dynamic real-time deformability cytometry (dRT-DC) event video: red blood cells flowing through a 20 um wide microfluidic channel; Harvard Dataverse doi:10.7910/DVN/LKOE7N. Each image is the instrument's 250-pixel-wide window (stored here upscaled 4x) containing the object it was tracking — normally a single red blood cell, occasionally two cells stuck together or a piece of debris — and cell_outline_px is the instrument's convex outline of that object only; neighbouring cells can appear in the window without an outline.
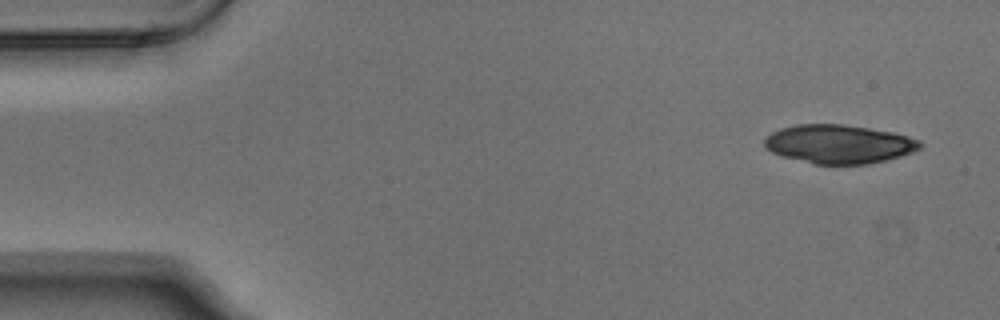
{"species": "Egyptian fruit bat (a non-hibernating species)", "species_latin": "Rousettus aegyptiacus", "temperature_condition": "warm", "stored_images_in_passage": 7, "camera_frame_rate_fps": 3000, "um_per_image_px": 0.085, "animal": {"sex": "male"}, "frame": {"image": 1, "passage_image": 1, "time_ms": 0.0, "image_size_px": [1000, 320], "cell_outline_px": [[924, 144], [920, 148], [912, 152], [900, 156], [868, 164], [816, 164], [784, 156], [772, 152], [764, 148], [764, 140], [772, 132], [780, 128], [796, 124], [844, 124], [892, 132], [908, 136], [920, 140]], "centroid_in_image_um": [71.31, 12.23], "position_along_channel_um": 13.7, "area_um2": 34.97}}
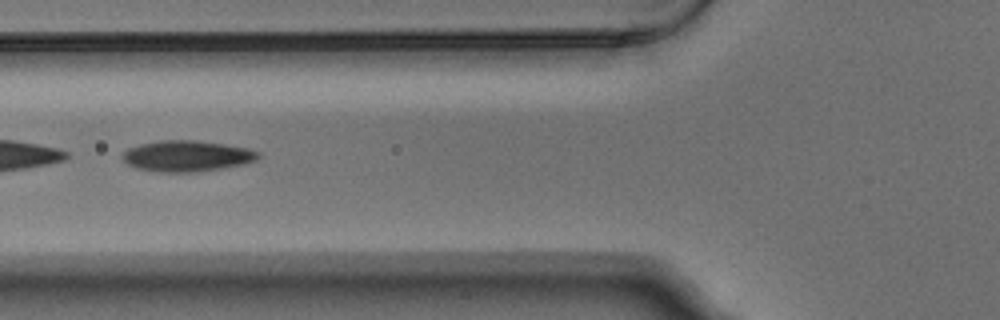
{"frame": {"image": 2, "passage_image": 5, "time_ms": 1.333, "image_size_px": [1000, 320], "cell_outline_px": [[260, 156], [256, 160], [244, 164], [224, 168], [196, 172], [160, 172], [136, 168], [128, 164], [120, 156], [128, 148], [140, 144], [160, 140], [196, 140], [224, 144], [248, 148], [260, 152]], "centroid_in_image_um": [15.9, 13.26], "position_along_channel_um": 109.9, "area_um2": 24.62}}
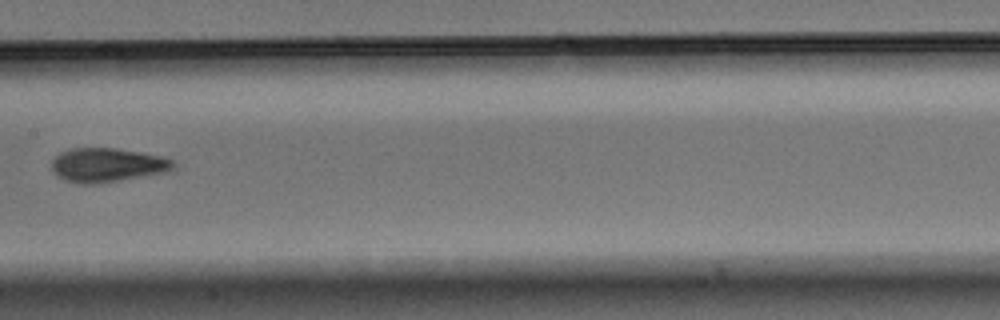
{"frame": {"image": 3, "passage_image": 7, "time_ms": 2.0, "image_size_px": [1000, 320], "cell_outline_px": [[176, 164], [172, 168], [164, 172], [120, 180], [92, 184], [76, 184], [64, 180], [52, 172], [52, 160], [60, 152], [72, 148], [116, 148], [140, 152], [160, 156], [172, 160]], "centroid_in_image_um": [9.06, 14.03], "position_along_channel_um": 198.3, "area_um2": 23.99}}